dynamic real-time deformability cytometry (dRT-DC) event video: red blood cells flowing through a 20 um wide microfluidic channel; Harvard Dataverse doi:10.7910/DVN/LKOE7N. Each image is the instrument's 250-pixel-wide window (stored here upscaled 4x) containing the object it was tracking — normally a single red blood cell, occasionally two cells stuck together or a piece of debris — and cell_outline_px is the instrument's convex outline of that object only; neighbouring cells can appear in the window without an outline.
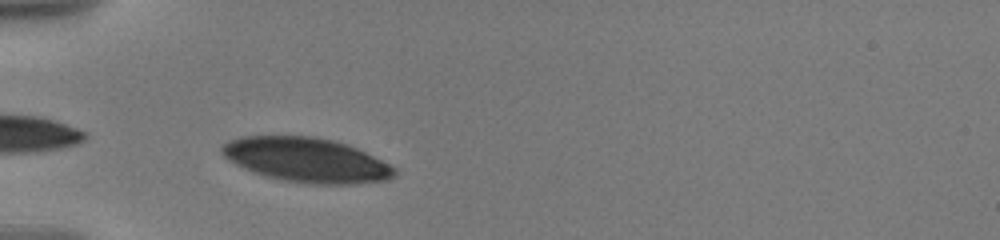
{"species": "human", "species_latin": "Homo sapiens", "temperature_condition": "warm", "stored_images_in_passage": 53, "camera_frame_rate_fps": 3000, "um_per_image_px": 0.085, "donor": {"sex": "male"}, "frame": {"image": 1, "passage_image": 1, "time_ms": 0.0, "image_size_px": [1000, 240], "cell_outline_px": [[396, 176], [388, 180], [356, 184], [308, 184], [284, 180], [268, 176], [256, 172], [236, 164], [224, 156], [220, 148], [228, 140], [240, 136], [312, 136], [336, 140], [348, 144], [396, 168]], "centroid_in_image_um": [26.08, 13.59], "position_along_channel_um": 58.9, "area_um2": 44.56}}
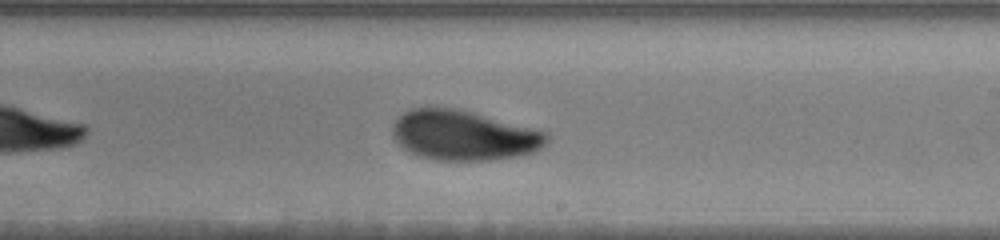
{"frame": {"image": 2, "passage_image": 23, "time_ms": 5.667, "image_size_px": [1000, 240], "cell_outline_px": [[548, 144], [536, 152], [520, 156], [492, 160], [432, 160], [416, 156], [408, 152], [396, 140], [392, 128], [392, 124], [404, 112], [412, 108], [428, 104], [452, 108], [472, 112], [548, 132]], "centroid_in_image_um": [39.41, 11.5], "position_along_channel_um": 249.6, "area_um2": 45.55}}
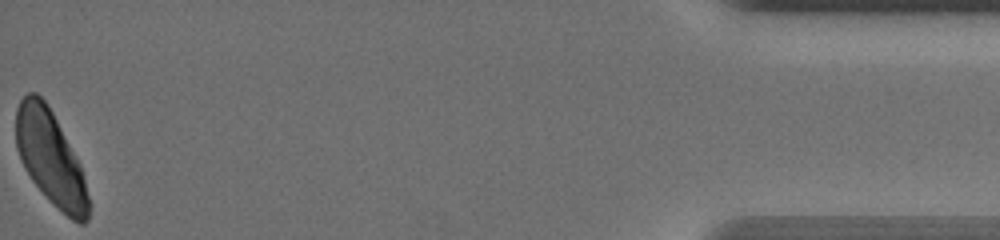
{"frame": {"image": 3, "passage_image": 52, "time_ms": 13.0, "image_size_px": [1000, 240], "cell_outline_px": [[88, 220], [84, 224], [80, 224], [72, 220], [32, 180], [24, 168], [20, 160], [16, 148], [16, 108], [20, 100], [28, 92], [36, 92], [48, 104], [76, 156], [80, 164], [88, 196]], "centroid_in_image_um": [4.27, 13.36], "position_along_channel_um": 430.9, "area_um2": 39.07}, "authors_computed_cell_mechanics": {"area_um2": 44.5638, "velocity_mm_per_s": 3.5515, "shape_relaxation_time_tau1_ms": 4.4236, "shape_relaxation_time_tau2_ms": 1.459, "deformation_change_tau1": 0.1258, "deformation_change_tau2": 0.0506}}